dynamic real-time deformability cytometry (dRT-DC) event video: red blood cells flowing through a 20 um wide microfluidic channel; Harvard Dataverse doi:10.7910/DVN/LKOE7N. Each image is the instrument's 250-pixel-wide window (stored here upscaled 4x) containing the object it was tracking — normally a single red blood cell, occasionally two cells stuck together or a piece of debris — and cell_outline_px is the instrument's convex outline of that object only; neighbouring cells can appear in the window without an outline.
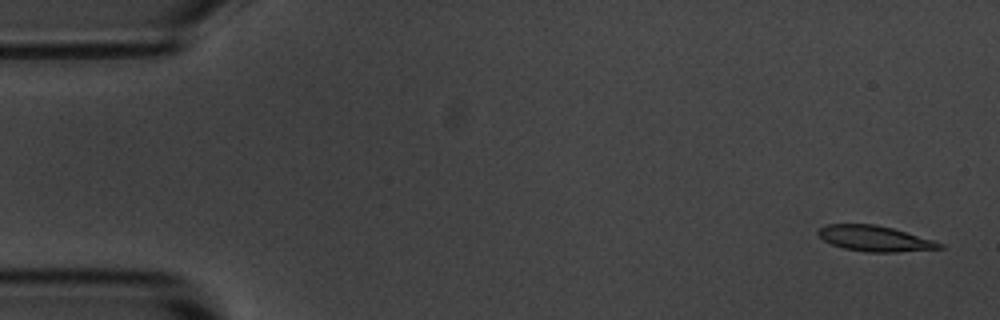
{"species": "common noctule bat (a hibernating species)", "species_latin": "Nyctalus noctula", "temperature_condition": "room temperature", "stored_images_in_passage": 5, "camera_frame_rate_fps": 3000, "um_per_image_px": 0.085, "animal": {"sex": "male", "body_mass_g": 20.1, "forearm_length_mm": 53.5}, "frame": {"image": 1, "passage_image": 1, "time_ms": 0.0, "image_size_px": [1000, 320], "cell_outline_px": [[944, 248], [896, 252], [864, 252], [844, 248], [832, 244], [824, 240], [816, 232], [820, 228], [828, 224], [876, 224], [892, 228], [932, 240], [944, 244]], "centroid_in_image_um": [74.35, 20.28], "position_along_channel_um": 10.7, "area_um2": 17.92}}
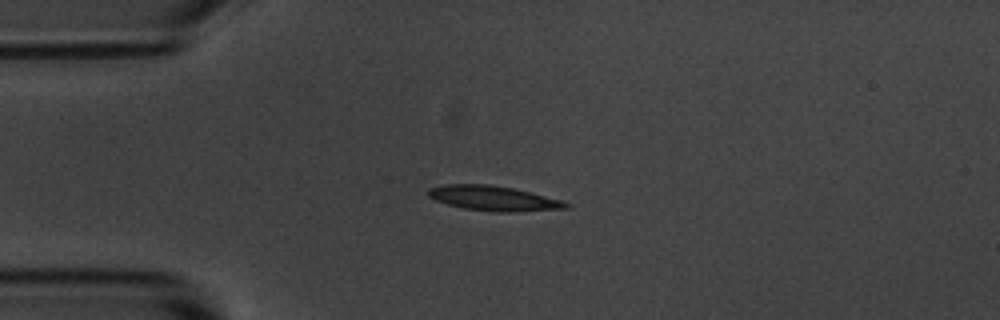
{"frame": {"image": 2, "passage_image": 4, "time_ms": 3.667, "image_size_px": [1000, 320], "cell_outline_px": [[572, 208], [508, 212], [496, 212], [464, 208], [448, 204], [436, 200], [428, 196], [428, 188], [444, 184], [488, 184], [512, 188], [532, 192], [560, 200], [572, 204]], "centroid_in_image_um": [41.98, 16.85], "position_along_channel_um": 43.0, "area_um2": 19.94}}